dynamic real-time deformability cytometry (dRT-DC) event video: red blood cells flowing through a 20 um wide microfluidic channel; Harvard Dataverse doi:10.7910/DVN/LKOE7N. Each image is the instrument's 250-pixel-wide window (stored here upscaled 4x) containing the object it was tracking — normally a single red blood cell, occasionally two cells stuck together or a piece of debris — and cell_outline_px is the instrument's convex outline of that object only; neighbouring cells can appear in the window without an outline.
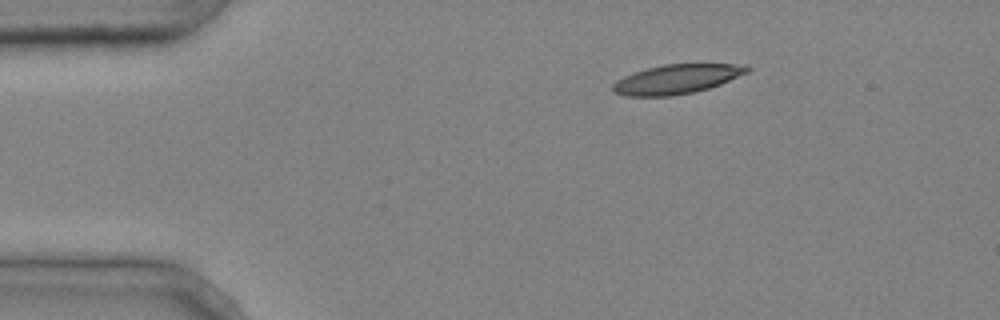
{"species": "common noctule bat (a hibernating species)", "species_latin": "Nyctalus noctula", "temperature_condition": "cold", "stored_images_in_passage": 4, "camera_frame_rate_fps": 3000, "um_per_image_px": 0.085, "animal": {"sex": "male", "body_mass_g": 20.4}, "frame": {"image": 1, "passage_image": 1, "time_ms": 0.0, "image_size_px": [1000, 320], "cell_outline_px": [[752, 68], [748, 72], [720, 84], [708, 88], [692, 92], [672, 96], [624, 96], [616, 92], [612, 88], [612, 84], [616, 80], [624, 76], [648, 68], [664, 64], [748, 64]], "centroid_in_image_um": [57.54, 6.72], "position_along_channel_um": 27.5, "area_um2": 22.83}}
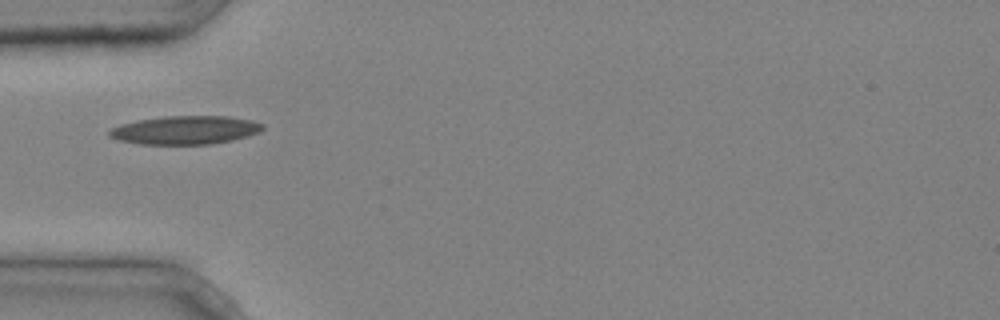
{"frame": {"image": 2, "passage_image": 3, "time_ms": 0.667, "image_size_px": [1000, 320], "cell_outline_px": [[264, 128], [260, 132], [248, 136], [232, 140], [208, 144], [140, 144], [120, 140], [108, 136], [108, 132], [112, 128], [120, 124], [140, 120], [164, 116], [228, 116], [252, 120], [264, 124]], "centroid_in_image_um": [15.78, 11.05], "position_along_channel_um": 69.2, "area_um2": 25.37}}